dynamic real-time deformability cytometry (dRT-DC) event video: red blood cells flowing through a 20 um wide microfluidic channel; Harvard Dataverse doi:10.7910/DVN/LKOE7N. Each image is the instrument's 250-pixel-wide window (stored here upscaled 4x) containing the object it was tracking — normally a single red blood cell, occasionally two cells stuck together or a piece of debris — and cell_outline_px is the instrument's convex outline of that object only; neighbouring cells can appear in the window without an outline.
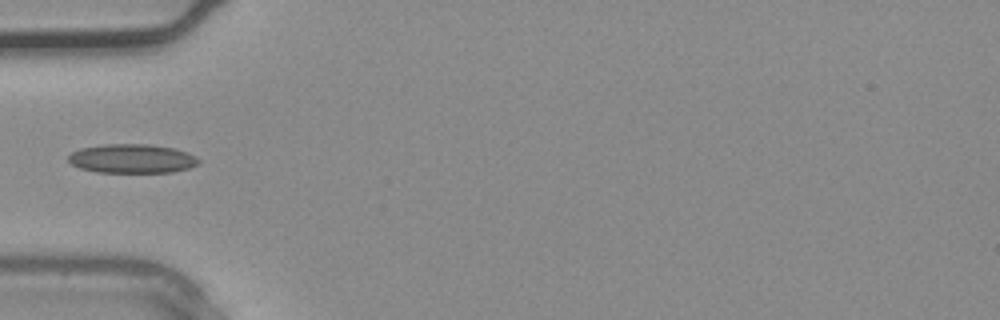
{"species": "common noctule bat (a hibernating species)", "species_latin": "Nyctalus noctula", "temperature_condition": "warm", "stored_images_in_passage": 5, "segment_of_instrument_passage": [2, 2], "camera_frame_rate_fps": 3000, "um_per_image_px": 0.085, "animal": {"sex": "male", "body_mass_g": 20.4}, "frame": {"image": 1, "passage_image": 5, "time_ms": 1.333, "image_size_px": [1000, 320], "cell_outline_px": [[200, 164], [188, 168], [172, 172], [96, 172], [80, 168], [72, 164], [68, 160], [68, 156], [72, 152], [80, 148], [104, 144], [152, 144], [176, 148], [188, 152], [196, 156], [200, 160]], "centroid_in_image_um": [11.26, 13.47], "position_along_channel_um": 73.7, "area_um2": 22.25}}